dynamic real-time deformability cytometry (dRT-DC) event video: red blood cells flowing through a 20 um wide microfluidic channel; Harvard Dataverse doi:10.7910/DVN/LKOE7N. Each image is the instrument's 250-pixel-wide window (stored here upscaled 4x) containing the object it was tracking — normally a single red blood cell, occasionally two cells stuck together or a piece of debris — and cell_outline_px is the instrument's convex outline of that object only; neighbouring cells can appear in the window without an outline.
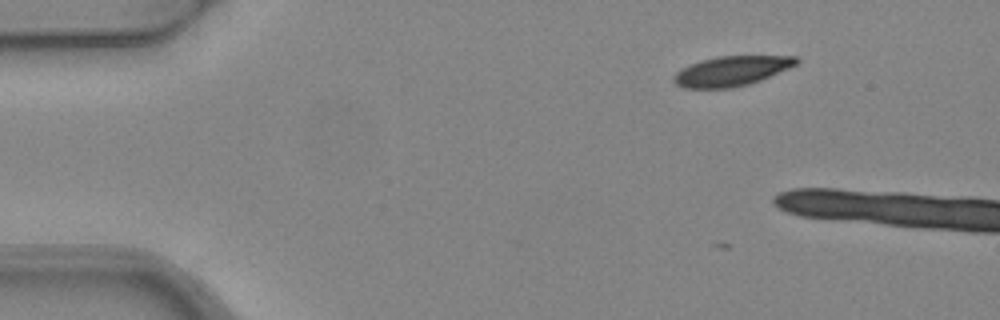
{"species": "common noctule bat (a hibernating species)", "species_latin": "Nyctalus noctula", "temperature_condition": "warm", "stored_images_in_passage": 6, "camera_frame_rate_fps": 3000, "um_per_image_px": 0.085, "animal": {"sex": "female", "body_mass_g": 24.6, "forearm_length_mm": 56.2}, "frame": {"image": 1, "passage_image": 3, "time_ms": 0.667, "image_size_px": [1000, 320], "cell_outline_px": [[800, 60], [796, 64], [788, 68], [760, 80], [748, 84], [732, 88], [684, 88], [676, 84], [672, 80], [672, 76], [680, 68], [688, 64], [700, 60], [716, 56], [796, 56]], "centroid_in_image_um": [62.11, 6.03], "position_along_channel_um": 22.9, "area_um2": 21.39}}